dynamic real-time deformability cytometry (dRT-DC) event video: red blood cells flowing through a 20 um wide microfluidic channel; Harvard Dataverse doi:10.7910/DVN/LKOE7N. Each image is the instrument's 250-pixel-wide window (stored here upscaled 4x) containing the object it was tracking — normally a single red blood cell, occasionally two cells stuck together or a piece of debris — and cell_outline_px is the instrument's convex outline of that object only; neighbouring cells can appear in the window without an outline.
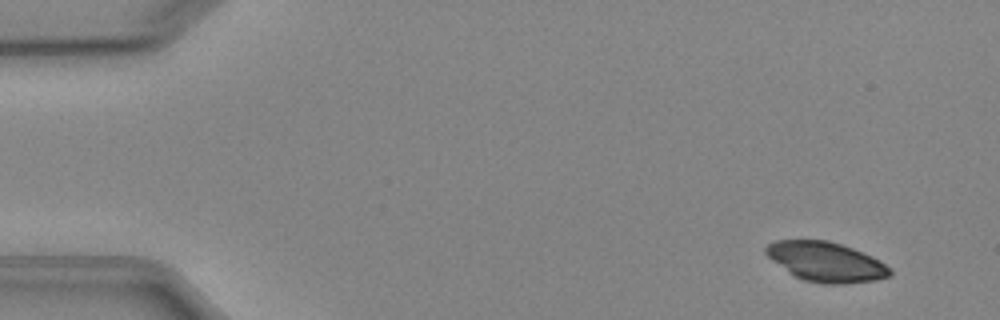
{"species": "Egyptian fruit bat (a non-hibernating species)", "species_latin": "Rousettus aegyptiacus", "temperature_condition": "cold", "stored_images_in_passage": 5, "camera_frame_rate_fps": 3000, "um_per_image_px": 0.085, "animal": {"sex": "female"}, "frame": {"image": 1, "passage_image": 2, "time_ms": 1.0, "image_size_px": [1000, 320], "cell_outline_px": [[892, 276], [876, 280], [844, 284], [824, 284], [804, 280], [788, 272], [772, 260], [764, 252], [764, 248], [768, 244], [776, 240], [828, 240], [852, 248], [872, 256], [880, 260], [892, 268]], "centroid_in_image_um": [70.24, 22.26], "position_along_channel_um": 14.8, "area_um2": 28.78}}